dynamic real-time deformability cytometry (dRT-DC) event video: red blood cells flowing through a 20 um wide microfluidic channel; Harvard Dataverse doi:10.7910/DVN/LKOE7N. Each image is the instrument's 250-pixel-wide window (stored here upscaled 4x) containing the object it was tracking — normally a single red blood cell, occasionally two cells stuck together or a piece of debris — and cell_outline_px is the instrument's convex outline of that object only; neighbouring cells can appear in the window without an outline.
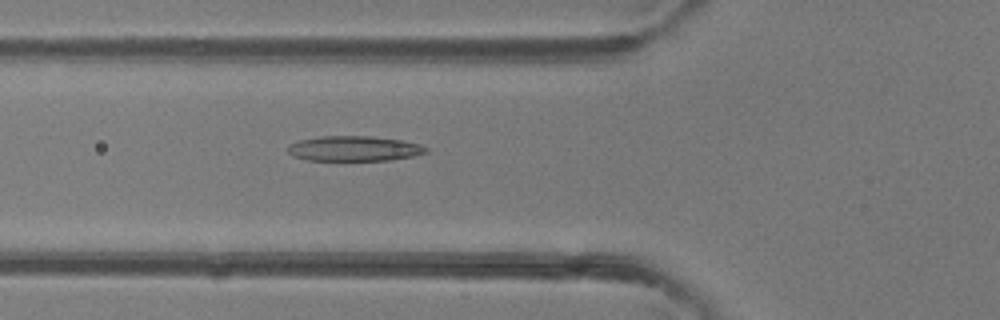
{"species": "common noctule bat (a hibernating species)", "species_latin": "Nyctalus noctula", "temperature_condition": "room temperature", "stored_images_in_passage": 43, "camera_frame_rate_fps": 3000, "um_per_image_px": 0.085, "animal": {"sex": "female"}, "frame": {"image": 1, "passage_image": 13, "time_ms": 4.0, "image_size_px": [1000, 320], "cell_outline_px": [[428, 152], [412, 156], [392, 160], [308, 160], [292, 156], [288, 152], [288, 144], [300, 140], [320, 136], [372, 136], [400, 140], [420, 144], [428, 148]], "centroid_in_image_um": [30.09, 12.62], "position_along_channel_um": 95.7, "area_um2": 20.23}}
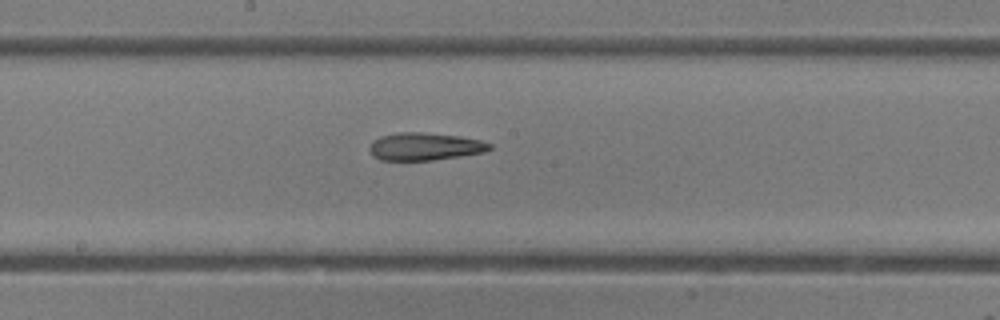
{"frame": {"image": 2, "passage_image": 21, "time_ms": 6.667, "image_size_px": [1000, 320], "cell_outline_px": [[492, 148], [484, 152], [460, 156], [432, 160], [380, 160], [368, 148], [372, 140], [380, 136], [396, 132], [420, 132], [460, 136], [480, 140], [492, 144]], "centroid_in_image_um": [36.11, 12.44], "position_along_channel_um": 212.1, "area_um2": 19.31}}
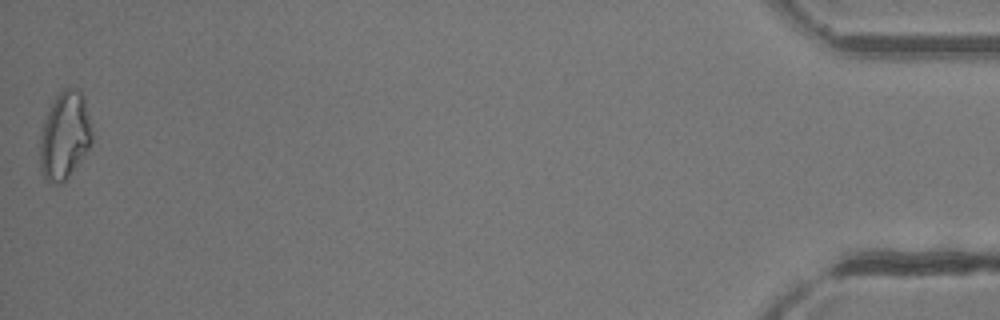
{"frame": {"image": 3, "passage_image": 43, "time_ms": 14.0, "image_size_px": [1000, 320], "cell_outline_px": [[92, 144], [68, 180], [60, 184], [56, 184], [44, 180], [40, 172], [40, 136], [44, 120], [56, 96], [64, 88], [80, 88], [84, 96], [92, 132]], "centroid_in_image_um": [5.5, 11.58], "position_along_channel_um": 429.7, "area_um2": 26.99}, "authors_computed_cell_mechanics": {"area_um2": 20.9236, "velocity_mm_per_s": 4.3446, "shape_relaxation_time_tau1_ms": null, "shape_relaxation_time_tau2_ms": 3.2291, "deformation_change_tau1": null, "deformation_change_tau2": 0.1258}}